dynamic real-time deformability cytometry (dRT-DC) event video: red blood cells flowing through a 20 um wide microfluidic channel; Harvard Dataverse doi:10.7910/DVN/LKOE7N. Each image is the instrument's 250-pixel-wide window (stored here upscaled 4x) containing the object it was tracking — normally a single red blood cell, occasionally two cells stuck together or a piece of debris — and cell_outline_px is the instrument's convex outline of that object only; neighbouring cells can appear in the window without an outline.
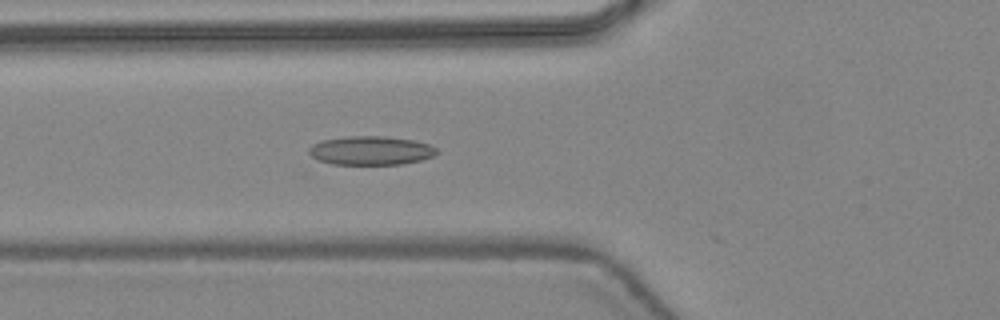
{"species": "common noctule bat (a hibernating species)", "species_latin": "Nyctalus noctula", "temperature_condition": "warm", "stored_images_in_passage": 19, "camera_frame_rate_fps": 3000, "um_per_image_px": 0.085, "animal": {"sex": "female", "body_mass_g": 24.6, "forearm_length_mm": 56.2}, "frame": {"image": 1, "passage_image": 7, "time_ms": 2.0, "image_size_px": [1000, 320], "cell_outline_px": [[440, 152], [432, 156], [420, 160], [400, 164], [332, 164], [320, 160], [312, 156], [308, 152], [308, 148], [312, 144], [324, 140], [348, 136], [384, 136], [416, 140], [428, 144], [436, 148]], "centroid_in_image_um": [31.54, 12.79], "position_along_channel_um": 94.3, "area_um2": 21.39}}
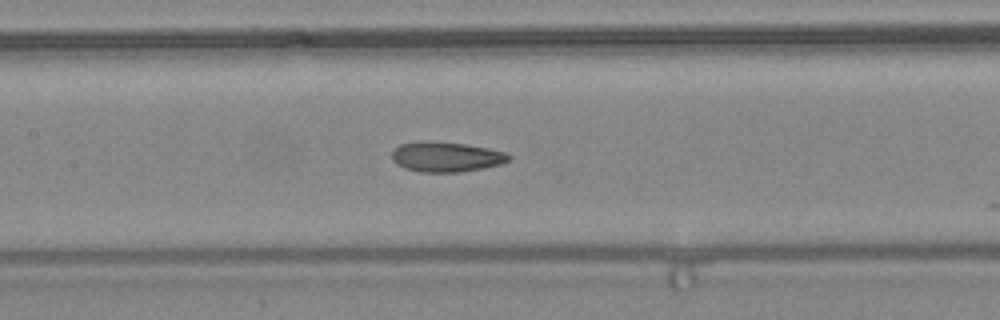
{"frame": {"image": 2, "passage_image": 12, "time_ms": 3.667, "image_size_px": [1000, 320], "cell_outline_px": [[512, 156], [508, 160], [500, 164], [484, 168], [460, 172], [420, 172], [404, 168], [396, 164], [392, 160], [392, 152], [400, 144], [464, 144], [488, 148], [504, 152]], "centroid_in_image_um": [37.96, 13.39], "position_along_channel_um": 169.4, "area_um2": 19.54}}
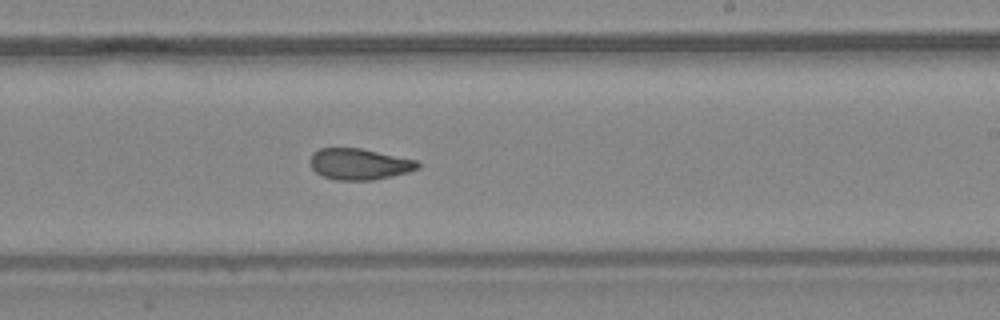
{"frame": {"image": 3, "passage_image": 18, "time_ms": 5.667, "image_size_px": [1000, 320], "cell_outline_px": [[420, 168], [408, 172], [392, 176], [372, 180], [336, 180], [324, 176], [316, 172], [312, 168], [308, 160], [312, 152], [320, 148], [360, 148], [416, 160], [420, 164]], "centroid_in_image_um": [30.51, 13.94], "position_along_channel_um": 258.5, "area_um2": 19.59}}